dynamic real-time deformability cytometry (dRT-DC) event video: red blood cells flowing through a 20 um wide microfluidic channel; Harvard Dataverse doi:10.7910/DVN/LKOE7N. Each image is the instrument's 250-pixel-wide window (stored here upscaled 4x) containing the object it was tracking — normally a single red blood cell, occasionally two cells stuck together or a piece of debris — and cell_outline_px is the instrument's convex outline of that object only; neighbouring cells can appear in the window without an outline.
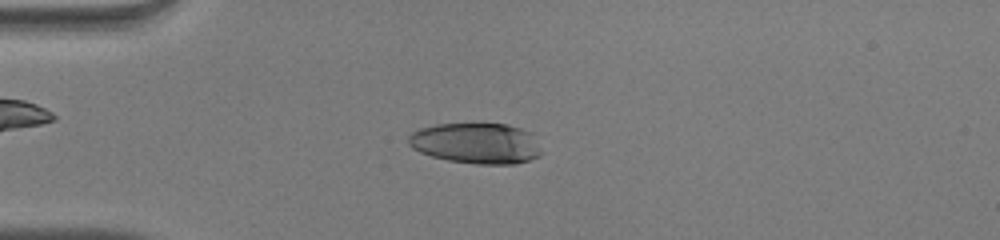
{"species": "human", "species_latin": "Homo sapiens", "temperature_condition": "warm", "stored_images_in_passage": 50, "camera_frame_rate_fps": 3000, "um_per_image_px": 0.085, "donor": {"sex": "male"}, "frame": {"image": 1, "passage_image": 13, "time_ms": 4.0, "image_size_px": [1000, 240], "cell_outline_px": [[544, 152], [540, 156], [516, 164], [476, 164], [448, 160], [432, 156], [420, 152], [412, 148], [408, 144], [408, 136], [412, 132], [420, 128], [436, 124], [480, 120], [508, 124], [532, 132]], "centroid_in_image_um": [40.51, 12.12], "position_along_channel_um": 44.5, "area_um2": 32.95}}
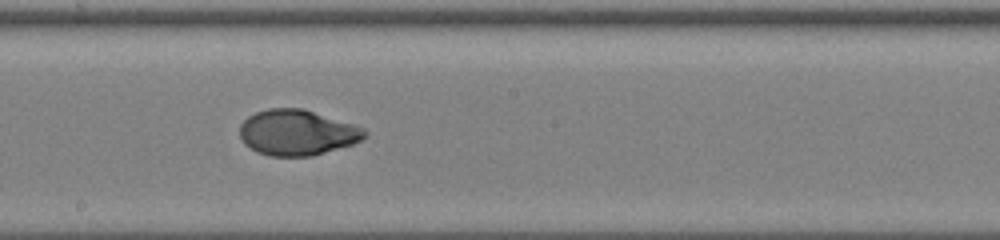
{"frame": {"image": 2, "passage_image": 28, "time_ms": 9.0, "image_size_px": [1000, 240], "cell_outline_px": [[368, 136], [352, 144], [312, 156], [272, 156], [256, 152], [244, 144], [240, 136], [240, 124], [248, 116], [256, 112], [268, 108], [304, 108], [356, 124], [364, 128], [368, 132]], "centroid_in_image_um": [25.28, 11.25], "position_along_channel_um": 222.9, "area_um2": 33.52}}
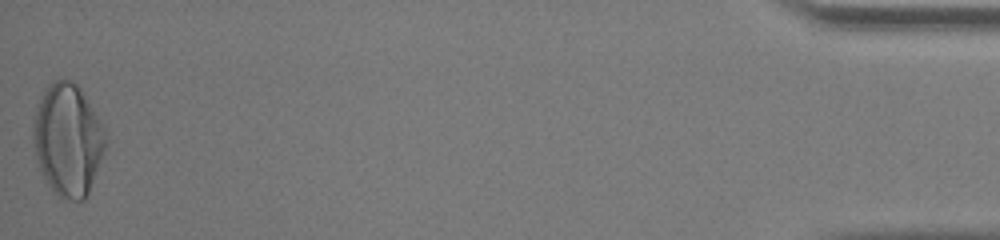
{"frame": {"image": 3, "passage_image": 50, "time_ms": 16.333, "image_size_px": [1000, 240], "cell_outline_px": [[108, 140], [104, 152], [88, 196], [84, 200], [72, 200], [60, 196], [48, 184], [40, 168], [36, 156], [32, 136], [32, 120], [36, 108], [44, 88], [48, 84], [60, 76], [72, 80], [80, 88], [100, 120], [108, 136]], "centroid_in_image_um": [5.77, 11.83], "position_along_channel_um": 429.4, "area_um2": 47.69}, "authors_computed_cell_mechanics": {"area_um2": 33.6396, "velocity_mm_per_s": 4.0985, "shape_relaxation_time_tau1_ms": 6.2979, "shape_relaxation_time_tau2_ms": null, "deformation_change_tau1": 0.2885, "deformation_change_tau2": null}}